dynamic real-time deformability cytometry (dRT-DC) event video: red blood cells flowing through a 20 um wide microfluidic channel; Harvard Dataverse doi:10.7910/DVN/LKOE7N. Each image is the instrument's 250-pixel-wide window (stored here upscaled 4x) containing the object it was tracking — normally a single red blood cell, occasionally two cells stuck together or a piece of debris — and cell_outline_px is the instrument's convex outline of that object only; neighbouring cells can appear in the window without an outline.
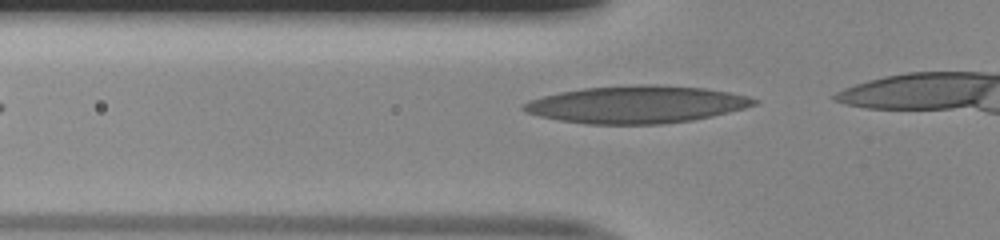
{"species": "human", "species_latin": "Homo sapiens", "temperature_condition": "room temperature", "stored_images_in_passage": 9, "camera_frame_rate_fps": 3000, "um_per_image_px": 0.085, "donor": {"sex": "male"}, "frame": {"image": 1, "passage_image": 3, "time_ms": 0.667, "image_size_px": [1000, 240], "cell_outline_px": [[760, 100], [756, 104], [744, 108], [712, 116], [692, 120], [664, 124], [584, 124], [560, 120], [540, 116], [524, 112], [520, 108], [528, 100], [560, 92], [584, 88], [640, 84], [656, 84], [704, 88], [728, 92], [748, 96]], "centroid_in_image_um": [54.1, 8.88], "position_along_channel_um": 71.7, "area_um2": 50.17}}
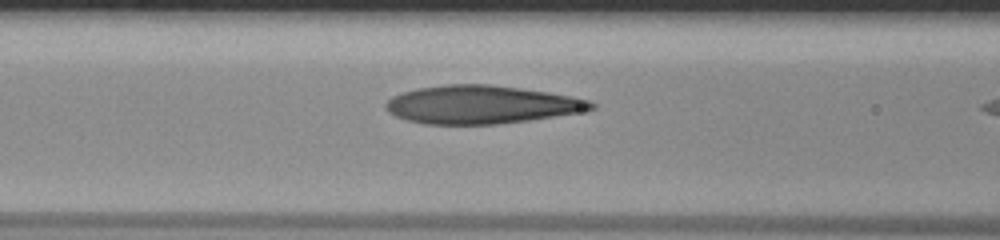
{"frame": {"image": 2, "passage_image": 7, "time_ms": 2.0, "image_size_px": [1000, 240], "cell_outline_px": [[596, 108], [584, 112], [500, 124], [424, 124], [408, 120], [396, 116], [388, 112], [384, 104], [392, 96], [416, 88], [444, 84], [488, 84], [548, 92], [572, 96], [588, 100], [596, 104]], "centroid_in_image_um": [40.92, 8.89], "position_along_channel_um": 125.7, "area_um2": 45.78}}